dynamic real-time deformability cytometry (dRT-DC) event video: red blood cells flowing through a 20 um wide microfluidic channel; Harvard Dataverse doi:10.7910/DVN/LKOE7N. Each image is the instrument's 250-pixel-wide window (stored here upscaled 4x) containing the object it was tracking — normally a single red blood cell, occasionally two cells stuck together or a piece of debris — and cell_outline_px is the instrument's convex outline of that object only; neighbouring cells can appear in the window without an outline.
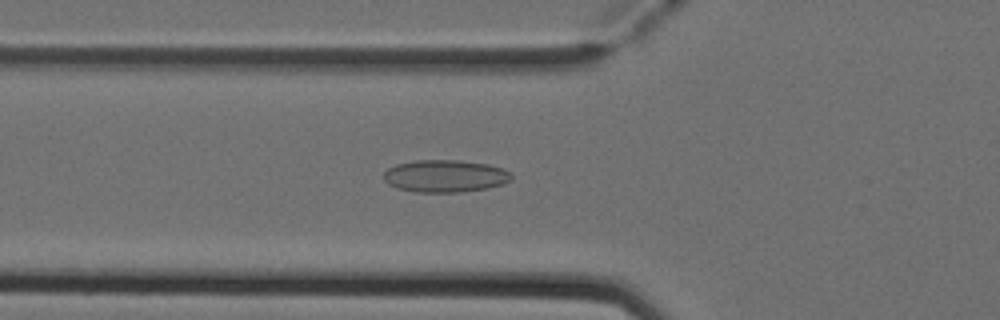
{"species": "Egyptian fruit bat (a non-hibernating species)", "species_latin": "Rousettus aegyptiacus", "temperature_condition": "cold", "stored_images_in_passage": 52, "camera_frame_rate_fps": 3000, "um_per_image_px": 0.085, "animal": {"sex": "female"}, "frame": {"image": 1, "passage_image": 19, "time_ms": 6.0, "image_size_px": [1000, 320], "cell_outline_px": [[512, 180], [504, 184], [488, 188], [460, 192], [416, 192], [396, 188], [388, 184], [384, 180], [384, 172], [388, 168], [396, 164], [416, 160], [460, 160], [488, 164], [504, 168], [512, 172]], "centroid_in_image_um": [37.87, 14.96], "position_along_channel_um": 87.9, "area_um2": 24.39}}
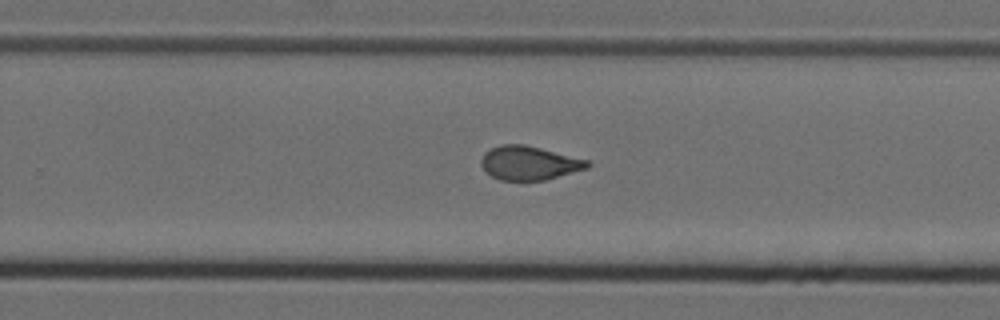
{"frame": {"image": 2, "passage_image": 34, "time_ms": 11.0, "image_size_px": [1000, 320], "cell_outline_px": [[592, 164], [588, 168], [544, 180], [500, 180], [484, 172], [480, 164], [480, 160], [484, 152], [500, 144], [524, 144], [588, 160]], "centroid_in_image_um": [44.94, 13.85], "position_along_channel_um": 284.9, "area_um2": 20.98}}
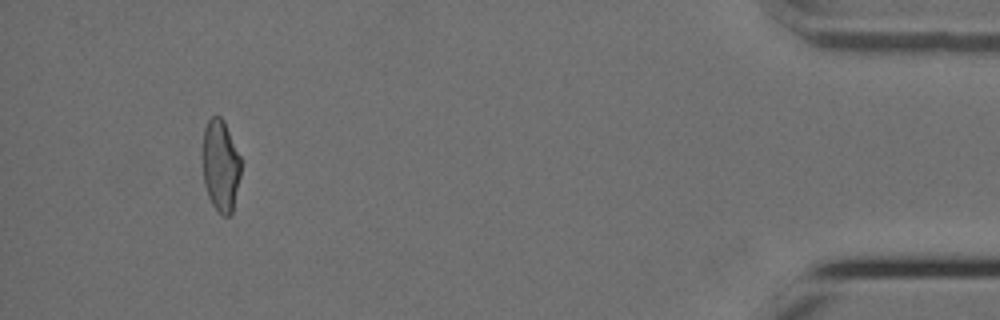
{"frame": {"image": 3, "passage_image": 49, "time_ms": 16.0, "image_size_px": [1000, 320], "cell_outline_px": [[240, 176], [232, 212], [228, 216], [224, 216], [212, 204], [208, 196], [204, 184], [204, 128], [208, 120], [212, 116], [220, 116], [224, 120], [240, 156]], "centroid_in_image_um": [18.76, 14.06], "position_along_channel_um": 416.4, "area_um2": 20.06}, "authors_computed_cell_mechanics": {"area_um2": 21.7039, "velocity_mm_per_s": 3.9303, "shape_relaxation_time_tau1_ms": null, "shape_relaxation_time_tau2_ms": 1.7645, "deformation_change_tau1": null, "deformation_change_tau2": 0.0839}}